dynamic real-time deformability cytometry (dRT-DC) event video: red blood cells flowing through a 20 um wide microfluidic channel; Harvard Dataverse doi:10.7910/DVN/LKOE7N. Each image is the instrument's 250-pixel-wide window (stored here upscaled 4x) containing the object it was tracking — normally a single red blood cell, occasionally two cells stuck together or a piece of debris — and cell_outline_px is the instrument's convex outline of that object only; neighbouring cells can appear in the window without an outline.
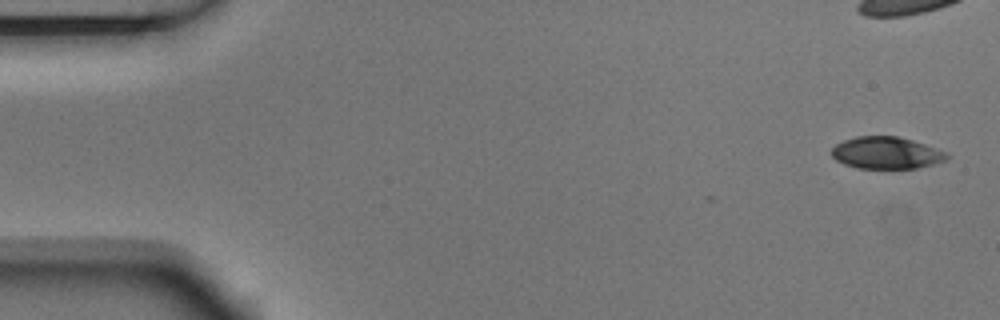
{"species": "Egyptian fruit bat (a non-hibernating species)", "species_latin": "Rousettus aegyptiacus", "temperature_condition": "room temperature", "stored_images_in_passage": 4, "camera_frame_rate_fps": 3000, "um_per_image_px": 0.085, "animal": {"sex": "male"}, "frame": {"image": 1, "passage_image": 1, "time_ms": 0.0, "image_size_px": [1000, 320], "cell_outline_px": [[952, 156], [948, 160], [916, 168], [856, 168], [844, 164], [836, 160], [832, 156], [832, 148], [836, 144], [844, 140], [856, 136], [896, 136], [912, 140], [948, 152]], "centroid_in_image_um": [75.37, 12.99], "position_along_channel_um": 9.6, "area_um2": 21.56}}